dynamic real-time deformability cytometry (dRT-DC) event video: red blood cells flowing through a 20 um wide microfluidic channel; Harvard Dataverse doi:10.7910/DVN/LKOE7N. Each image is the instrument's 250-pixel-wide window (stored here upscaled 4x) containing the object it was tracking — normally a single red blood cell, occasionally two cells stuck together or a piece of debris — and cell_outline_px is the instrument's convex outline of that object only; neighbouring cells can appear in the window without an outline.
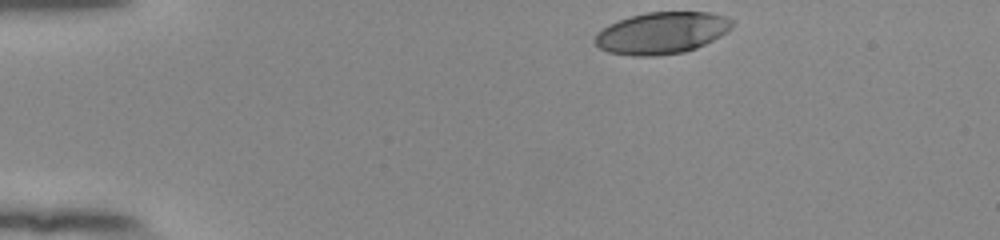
{"species": "human", "species_latin": "Homo sapiens", "temperature_condition": "room temperature", "stored_images_in_passage": 37, "camera_frame_rate_fps": 3000, "um_per_image_px": 0.085, "donor": {"sex": "female"}, "frame": {"image": 1, "passage_image": 1, "time_ms": 0.0, "image_size_px": [1000, 240], "cell_outline_px": [[736, 24], [732, 28], [720, 36], [696, 48], [684, 52], [656, 56], [632, 56], [608, 52], [600, 48], [592, 40], [596, 32], [608, 24], [632, 16], [648, 12], [712, 12], [724, 16], [732, 20]], "centroid_in_image_um": [56.23, 2.8], "position_along_channel_um": 28.8, "area_um2": 33.58}}
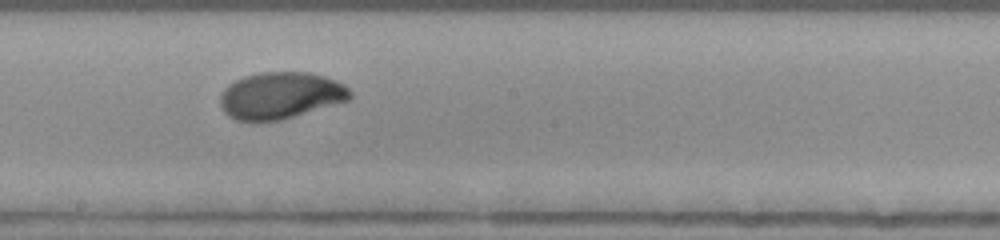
{"frame": {"image": 2, "passage_image": 22, "time_ms": 7.0, "image_size_px": [1000, 240], "cell_outline_px": [[352, 96], [348, 100], [280, 120], [236, 120], [228, 116], [224, 112], [220, 104], [220, 96], [224, 88], [228, 84], [244, 76], [260, 72], [308, 72], [324, 76], [336, 80], [344, 84], [352, 92]], "centroid_in_image_um": [23.83, 8.1], "position_along_channel_um": 224.4, "area_um2": 35.2}}
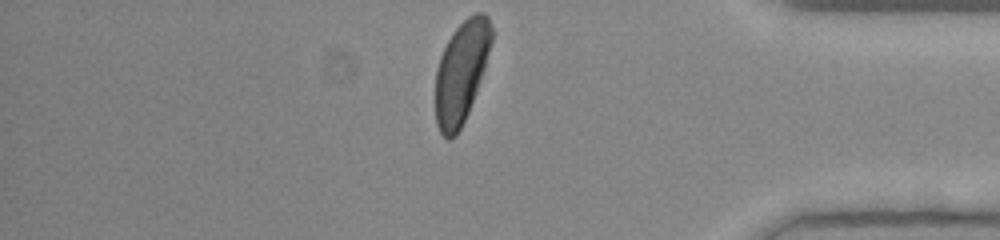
{"frame": {"image": 3, "passage_image": 37, "time_ms": 12.0, "image_size_px": [1000, 240], "cell_outline_px": [[492, 40], [484, 68], [468, 112], [456, 136], [452, 140], [448, 140], [440, 132], [436, 124], [436, 68], [440, 56], [452, 32], [468, 16], [476, 12], [484, 12], [488, 16], [492, 28]], "centroid_in_image_um": [39.2, 6.1], "position_along_channel_um": 396.0, "area_um2": 32.95}, "authors_computed_cell_mechanics": {"area_um2": 34.7378, "velocity_mm_per_s": 3.8957, "shape_relaxation_time_tau1_ms": 2.6208, "shape_relaxation_time_tau2_ms": null, "deformation_change_tau1": 0.158, "deformation_change_tau2": null}}